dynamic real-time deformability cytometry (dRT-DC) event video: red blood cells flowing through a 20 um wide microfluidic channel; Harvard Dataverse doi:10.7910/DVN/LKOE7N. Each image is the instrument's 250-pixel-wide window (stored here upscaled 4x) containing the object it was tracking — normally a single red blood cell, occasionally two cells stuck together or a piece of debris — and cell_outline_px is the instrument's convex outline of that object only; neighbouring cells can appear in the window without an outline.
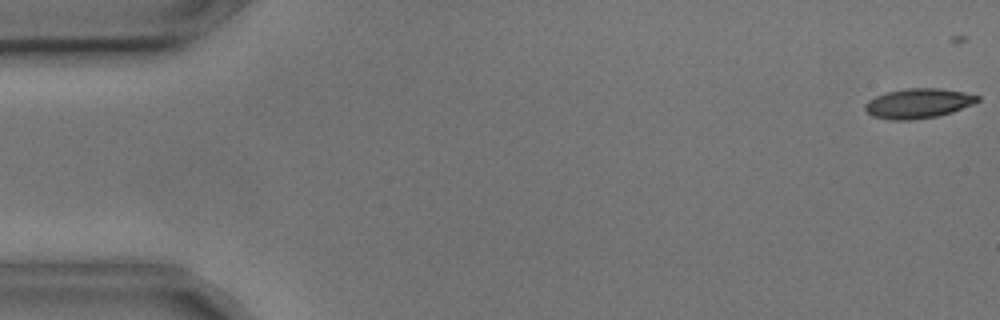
{"species": "common noctule bat (a hibernating species)", "species_latin": "Nyctalus noctula", "temperature_condition": "cold", "stored_images_in_passage": 20, "camera_frame_rate_fps": 3000, "um_per_image_px": 0.085, "animal": {"sex": "male", "body_mass_g": 17.9, "forearm_length_mm": 54.2}, "frame": {"image": 1, "passage_image": 1, "time_ms": 0.0, "image_size_px": [1000, 320], "cell_outline_px": [[980, 100], [972, 104], [952, 112], [936, 116], [912, 120], [892, 120], [872, 116], [864, 108], [864, 104], [868, 100], [876, 96], [888, 92], [908, 88], [940, 88], [964, 92], [980, 96]], "centroid_in_image_um": [78.05, 8.78], "position_along_channel_um": 7.0, "area_um2": 19.42}}
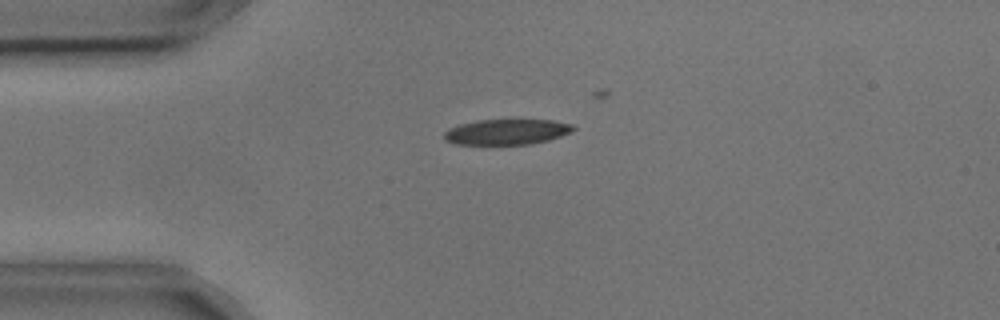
{"frame": {"image": 2, "passage_image": 13, "time_ms": 4.0, "image_size_px": [1000, 320], "cell_outline_px": [[576, 128], [560, 136], [548, 140], [528, 144], [452, 144], [444, 140], [444, 132], [448, 128], [460, 124], [476, 120], [552, 120], [572, 124]], "centroid_in_image_um": [43.01, 11.21], "position_along_channel_um": 42.0, "area_um2": 19.07}}